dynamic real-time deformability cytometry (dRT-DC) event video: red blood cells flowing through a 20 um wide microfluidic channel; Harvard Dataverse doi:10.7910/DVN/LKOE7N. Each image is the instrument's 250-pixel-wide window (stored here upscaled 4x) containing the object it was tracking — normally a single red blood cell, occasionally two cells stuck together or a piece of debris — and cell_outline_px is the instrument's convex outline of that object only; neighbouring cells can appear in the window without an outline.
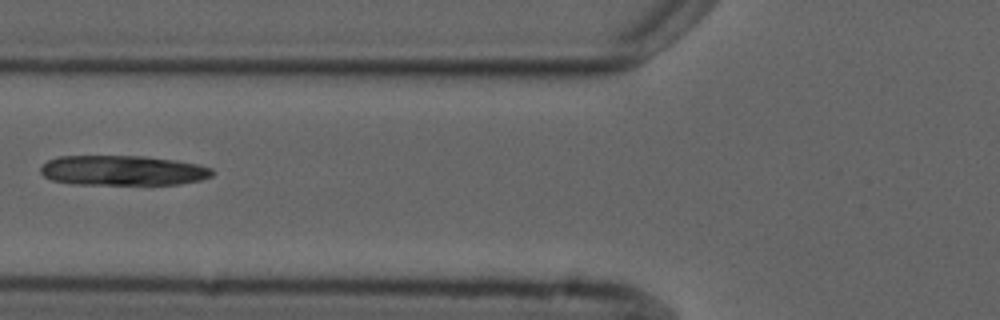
{"species": "common noctule bat (a hibernating species)", "species_latin": "Nyctalus noctula", "temperature_condition": "cold", "stored_images_in_passage": 4, "camera_frame_rate_fps": 3000, "um_per_image_px": 0.085, "animal": {"sex": "male", "forearm_length_mm": 52.5}, "frame": {"image": 1, "passage_image": 4, "time_ms": 6.333, "image_size_px": [1000, 320], "cell_outline_px": [[216, 172], [212, 176], [200, 180], [180, 184], [72, 184], [52, 180], [44, 176], [40, 172], [40, 168], [48, 160], [56, 156], [144, 156], [176, 160], [196, 164], [212, 168]], "centroid_in_image_um": [10.44, 14.49], "position_along_channel_um": 115.4, "area_um2": 30.11}}